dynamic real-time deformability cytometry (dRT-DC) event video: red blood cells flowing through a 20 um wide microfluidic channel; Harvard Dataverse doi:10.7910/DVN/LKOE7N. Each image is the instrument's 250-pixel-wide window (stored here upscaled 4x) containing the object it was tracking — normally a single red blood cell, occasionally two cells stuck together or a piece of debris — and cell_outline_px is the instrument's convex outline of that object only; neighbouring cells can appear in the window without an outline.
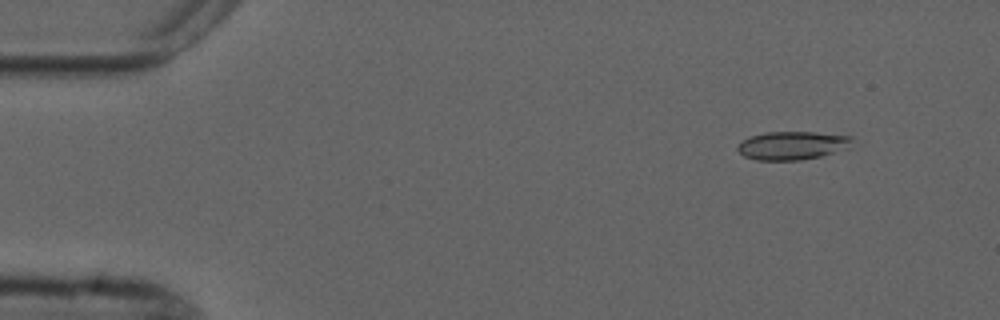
{"species": "common noctule bat (a hibernating species)", "species_latin": "Nyctalus noctula", "temperature_condition": "cold", "stored_images_in_passage": 5, "camera_frame_rate_fps": 3000, "um_per_image_px": 0.085, "animal": {"sex": "male", "forearm_length_mm": 52.5}, "frame": {"image": 1, "passage_image": 2, "time_ms": 1.333, "image_size_px": [1000, 320], "cell_outline_px": [[852, 140], [848, 148], [820, 156], [800, 160], [756, 160], [744, 156], [736, 148], [744, 140], [752, 136], [764, 132], [816, 132], [852, 136]], "centroid_in_image_um": [67.35, 12.36], "position_along_channel_um": 17.6, "area_um2": 18.73}}
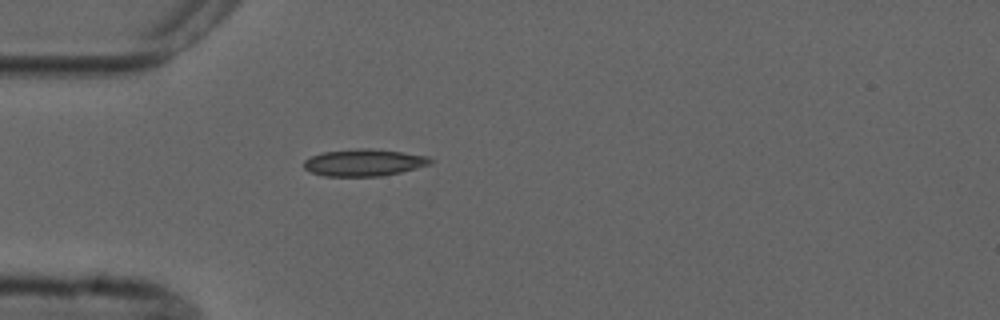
{"frame": {"image": 2, "passage_image": 5, "time_ms": 4.667, "image_size_px": [1000, 320], "cell_outline_px": [[432, 164], [400, 172], [380, 176], [324, 176], [312, 172], [304, 168], [304, 160], [312, 156], [324, 152], [360, 148], [368, 148], [400, 152], [428, 156], [432, 160]], "centroid_in_image_um": [30.94, 13.82], "position_along_channel_um": 54.1, "area_um2": 19.65}}